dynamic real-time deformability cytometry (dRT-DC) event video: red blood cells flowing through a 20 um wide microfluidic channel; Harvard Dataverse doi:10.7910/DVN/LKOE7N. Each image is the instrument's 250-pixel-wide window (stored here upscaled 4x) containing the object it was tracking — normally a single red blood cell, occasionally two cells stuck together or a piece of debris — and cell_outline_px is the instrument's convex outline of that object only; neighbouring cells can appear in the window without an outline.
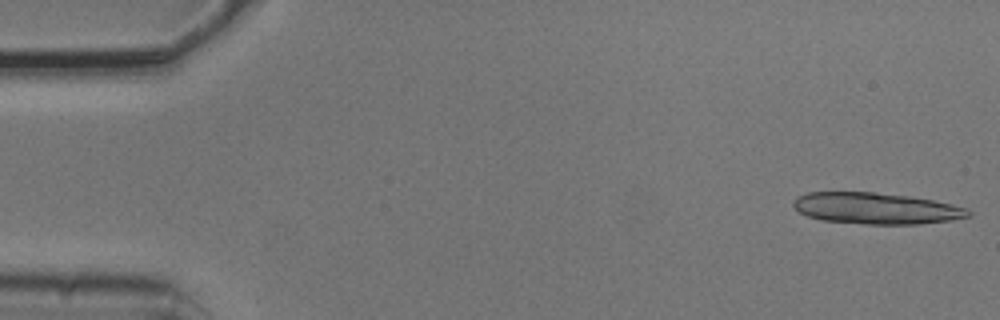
{"species": "common noctule bat (a hibernating species)", "species_latin": "Nyctalus noctula", "temperature_condition": "cold", "stored_images_in_passage": 6, "camera_frame_rate_fps": 3000, "um_per_image_px": 0.085, "animal": {"sex": "male", "body_mass_g": 20.5, "forearm_length_mm": 52.5}, "frame": {"image": 1, "passage_image": 1, "time_ms": 0.0, "image_size_px": [1000, 320], "cell_outline_px": [[972, 216], [952, 220], [920, 224], [864, 224], [820, 220], [808, 216], [800, 212], [792, 204], [792, 200], [796, 196], [808, 192], [876, 192], [908, 196], [932, 200], [952, 204], [968, 208], [972, 212]], "centroid_in_image_um": [74.48, 17.71], "position_along_channel_um": 10.5, "area_um2": 32.19}}